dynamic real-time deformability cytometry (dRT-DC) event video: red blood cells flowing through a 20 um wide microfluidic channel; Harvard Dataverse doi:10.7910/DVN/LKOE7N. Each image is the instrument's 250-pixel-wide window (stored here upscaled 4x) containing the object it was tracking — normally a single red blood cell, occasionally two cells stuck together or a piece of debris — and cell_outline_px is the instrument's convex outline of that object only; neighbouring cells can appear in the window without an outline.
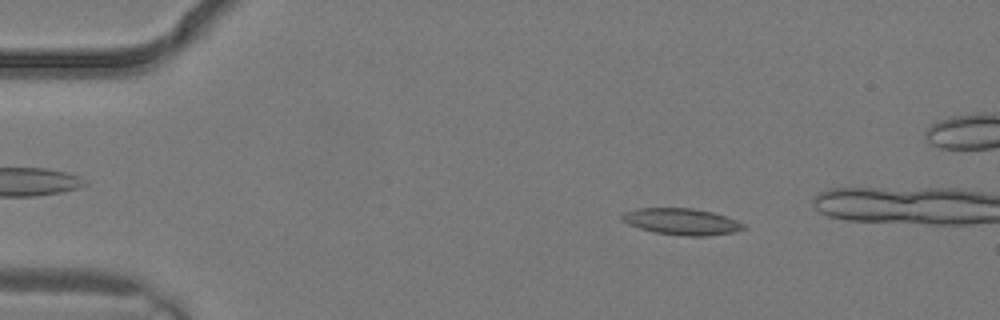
{"species": "common noctule bat (a hibernating species)", "species_latin": "Nyctalus noctula", "temperature_condition": "warm", "stored_images_in_passage": 2, "camera_frame_rate_fps": 3000, "um_per_image_px": 0.085, "animal": {"sex": "male", "body_mass_g": 19.2, "forearm_length_mm": 51.8}, "frame": {"image": 1, "passage_image": 1, "time_ms": 0.0, "image_size_px": [1000, 320], "cell_outline_px": [[748, 228], [736, 232], [708, 236], [684, 236], [656, 232], [640, 228], [628, 224], [620, 220], [620, 216], [624, 212], [636, 208], [692, 208], [712, 212], [736, 220], [744, 224]], "centroid_in_image_um": [57.94, 18.84], "position_along_channel_um": 27.1, "area_um2": 18.84}}